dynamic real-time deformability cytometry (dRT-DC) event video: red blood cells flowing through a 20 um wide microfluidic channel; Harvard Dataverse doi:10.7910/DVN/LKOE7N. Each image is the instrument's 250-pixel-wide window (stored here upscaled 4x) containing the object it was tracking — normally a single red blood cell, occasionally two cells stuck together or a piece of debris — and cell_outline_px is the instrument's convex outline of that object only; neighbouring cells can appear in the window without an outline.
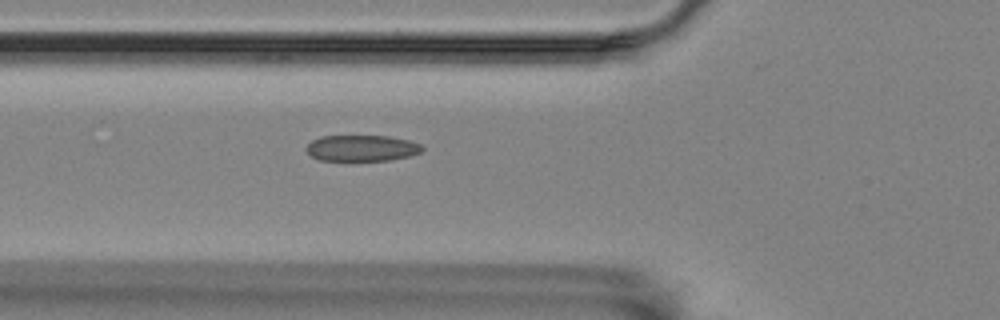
{"species": "Egyptian fruit bat (a non-hibernating species)", "species_latin": "Rousettus aegyptiacus", "temperature_condition": "room temperature", "stored_images_in_passage": 8, "camera_frame_rate_fps": 3000, "um_per_image_px": 0.085, "animal": {"sex": "female"}, "frame": {"image": 1, "passage_image": 4, "time_ms": 1.0, "image_size_px": [1000, 320], "cell_outline_px": [[424, 148], [420, 152], [408, 156], [388, 160], [320, 160], [312, 156], [304, 148], [312, 140], [320, 136], [388, 136], [408, 140], [420, 144]], "centroid_in_image_um": [30.73, 12.58], "position_along_channel_um": 95.1, "area_um2": 17.46}}
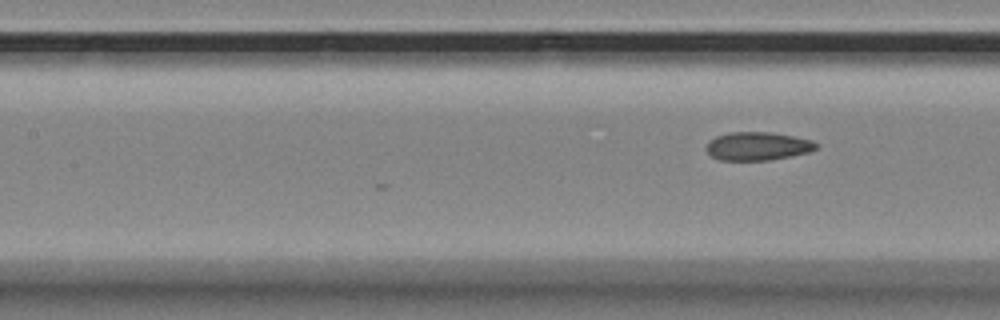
{"frame": {"image": 2, "passage_image": 8, "time_ms": 2.333, "image_size_px": [1000, 320], "cell_outline_px": [[820, 144], [816, 148], [808, 152], [772, 160], [720, 160], [712, 156], [704, 148], [708, 140], [716, 136], [732, 132], [772, 132], [812, 140]], "centroid_in_image_um": [64.38, 12.42], "position_along_channel_um": 143.0, "area_um2": 18.21}}